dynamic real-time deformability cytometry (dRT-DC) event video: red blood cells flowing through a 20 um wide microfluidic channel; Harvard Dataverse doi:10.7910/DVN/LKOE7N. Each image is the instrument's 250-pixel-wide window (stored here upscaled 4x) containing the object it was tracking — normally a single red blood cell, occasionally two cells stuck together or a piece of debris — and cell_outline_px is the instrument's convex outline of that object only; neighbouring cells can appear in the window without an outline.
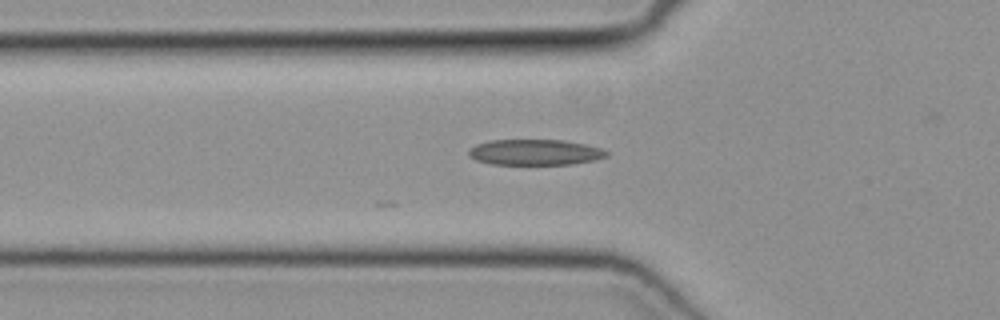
{"species": "common noctule bat (a hibernating species)", "species_latin": "Nyctalus noctula", "temperature_condition": "cold", "stored_images_in_passage": 2, "camera_frame_rate_fps": 3000, "um_per_image_px": 0.085, "animal": {"sex": "female", "body_mass_g": 19.3, "forearm_length_mm": 54.1}, "frame": {"image": 1, "passage_image": 2, "time_ms": 0.333, "image_size_px": [1000, 320], "cell_outline_px": [[608, 156], [592, 160], [572, 164], [492, 164], [476, 160], [468, 156], [468, 152], [476, 144], [492, 140], [564, 140], [584, 144], [600, 148], [608, 152]], "centroid_in_image_um": [45.46, 12.94], "position_along_channel_um": 80.3, "area_um2": 20.46}}